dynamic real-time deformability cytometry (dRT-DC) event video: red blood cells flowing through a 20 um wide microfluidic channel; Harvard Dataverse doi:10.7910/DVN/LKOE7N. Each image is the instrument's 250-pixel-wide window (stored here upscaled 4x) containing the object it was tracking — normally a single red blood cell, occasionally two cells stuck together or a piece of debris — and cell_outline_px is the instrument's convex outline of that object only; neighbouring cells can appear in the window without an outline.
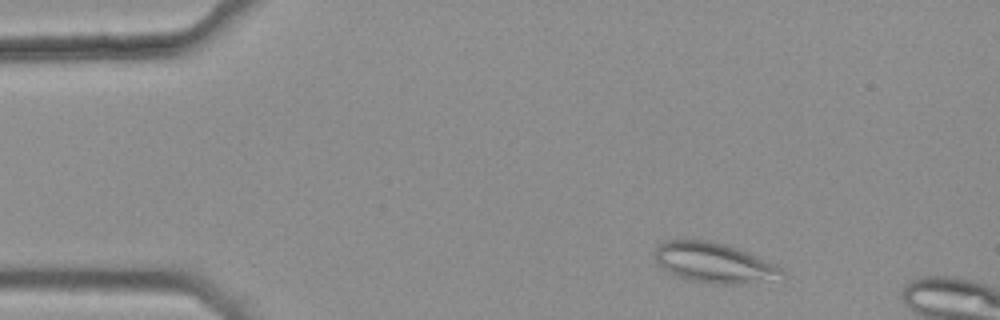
{"species": "common noctule bat (a hibernating species)", "species_latin": "Nyctalus noctula", "temperature_condition": "warm", "stored_images_in_passage": 9, "camera_frame_rate_fps": 3000, "um_per_image_px": 0.085, "animal": {"sex": "female", "body_mass_g": 25.1}, "frame": {"image": 1, "passage_image": 4, "time_ms": 1.0, "image_size_px": [1000, 320], "cell_outline_px": [[784, 280], [744, 284], [716, 284], [692, 280], [676, 276], [668, 272], [656, 260], [656, 248], [664, 240], [684, 236], [712, 240], [728, 244], [768, 260], [784, 268]], "centroid_in_image_um": [60.77, 22.3], "position_along_channel_um": 24.2, "area_um2": 30.92}}